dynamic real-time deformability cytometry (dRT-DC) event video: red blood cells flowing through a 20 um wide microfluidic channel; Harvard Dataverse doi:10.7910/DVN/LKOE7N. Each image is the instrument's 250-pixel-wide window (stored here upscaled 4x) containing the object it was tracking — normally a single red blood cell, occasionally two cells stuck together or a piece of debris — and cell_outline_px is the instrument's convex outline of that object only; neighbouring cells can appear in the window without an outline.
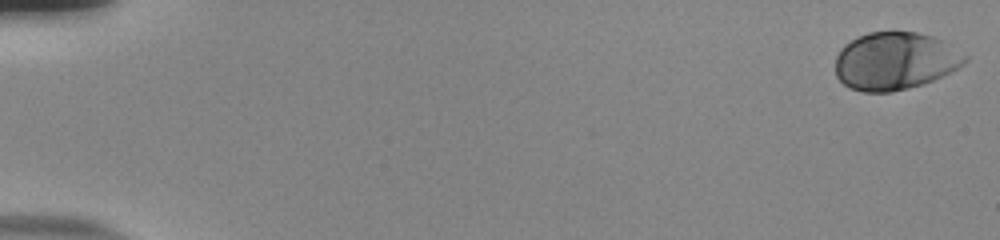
{"species": "human", "species_latin": "Homo sapiens", "temperature_condition": "room temperature", "stored_images_in_passage": 54, "camera_frame_rate_fps": 3000, "um_per_image_px": 0.085, "donor": {"sex": "male"}, "frame": {"image": 1, "passage_image": 1, "time_ms": 0.0, "image_size_px": [1000, 240], "cell_outline_px": [[968, 60], [964, 64], [924, 84], [892, 92], [860, 92], [844, 84], [836, 76], [836, 56], [840, 48], [844, 44], [868, 32], [916, 32], [932, 36], [944, 40], [968, 56]], "centroid_in_image_um": [76.08, 5.18], "position_along_channel_um": 8.9, "area_um2": 43.52}}
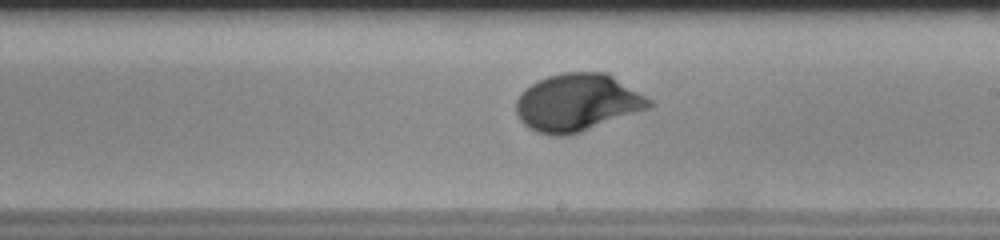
{"frame": {"image": 2, "passage_image": 33, "time_ms": 10.667, "image_size_px": [1000, 240], "cell_outline_px": [[656, 104], [648, 108], [580, 132], [568, 136], [552, 136], [536, 132], [528, 128], [520, 120], [516, 112], [516, 100], [520, 92], [532, 84], [548, 76], [564, 72], [608, 72], [652, 100]], "centroid_in_image_um": [49.06, 8.72], "position_along_channel_um": 239.9, "area_um2": 44.56}}
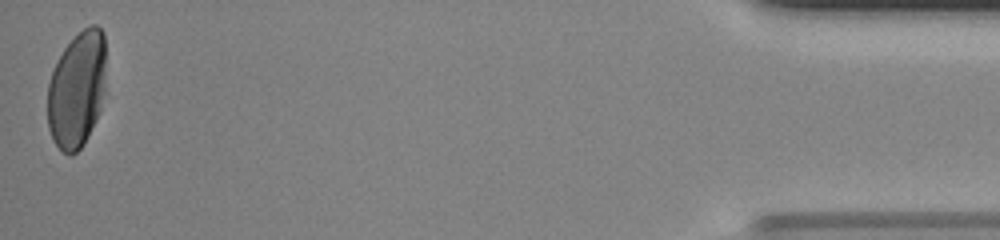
{"frame": {"image": 3, "passage_image": 54, "time_ms": 17.667, "image_size_px": [1000, 240], "cell_outline_px": [[104, 92], [100, 112], [84, 144], [72, 156], [68, 156], [52, 140], [48, 128], [48, 84], [52, 72], [64, 48], [84, 28], [92, 24], [96, 24], [104, 32]], "centroid_in_image_um": [6.54, 7.65], "position_along_channel_um": 428.7, "area_um2": 39.48}, "authors_computed_cell_mechanics": {"area_um2": 42.483, "velocity_mm_per_s": 3.8339, "shape_relaxation_time_tau1_ms": 2.3695, "shape_relaxation_time_tau2_ms": null, "deformation_change_tau1": 0.15, "deformation_change_tau2": null}}